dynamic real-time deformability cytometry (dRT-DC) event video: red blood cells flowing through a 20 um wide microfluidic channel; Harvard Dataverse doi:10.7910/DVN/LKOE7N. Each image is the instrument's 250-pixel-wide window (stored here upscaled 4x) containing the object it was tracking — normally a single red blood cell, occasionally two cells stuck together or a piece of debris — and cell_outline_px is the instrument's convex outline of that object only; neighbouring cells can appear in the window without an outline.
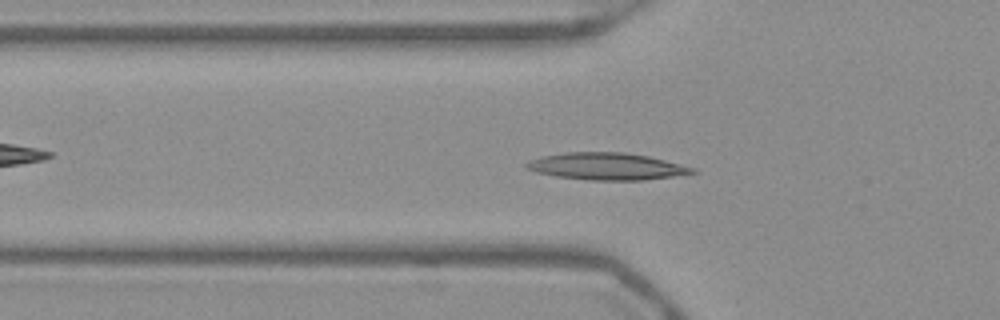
{"species": "Egyptian fruit bat (a non-hibernating species)", "species_latin": "Rousettus aegyptiacus", "temperature_condition": "warm", "stored_images_in_passage": 53, "camera_frame_rate_fps": 3000, "um_per_image_px": 0.085, "frame": {"image": 1, "passage_image": 18, "time_ms": 5.667, "image_size_px": [1000, 320], "cell_outline_px": [[700, 172], [644, 180], [588, 180], [556, 176], [536, 172], [524, 168], [524, 164], [540, 156], [564, 152], [624, 152], [648, 156], [696, 168]], "centroid_in_image_um": [51.55, 14.14], "position_along_channel_um": 74.2, "area_um2": 26.18}}
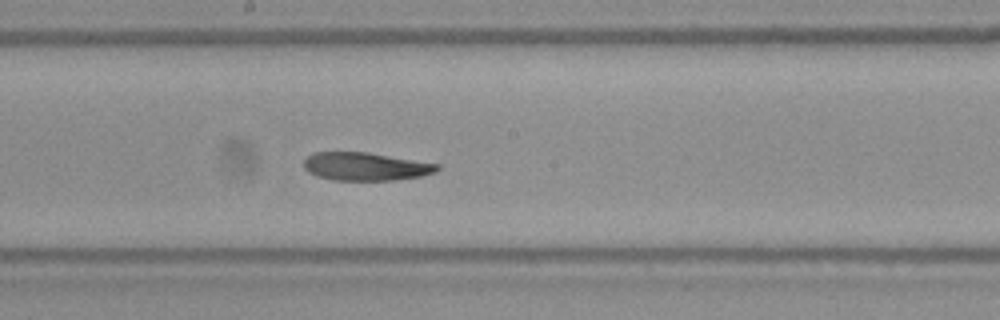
{"frame": {"image": 2, "passage_image": 29, "time_ms": 9.333, "image_size_px": [1000, 320], "cell_outline_px": [[440, 168], [436, 172], [420, 176], [392, 180], [332, 180], [316, 176], [308, 172], [304, 168], [304, 160], [312, 152], [368, 152], [440, 164]], "centroid_in_image_um": [31.06, 14.15], "position_along_channel_um": 217.1, "area_um2": 21.91}}
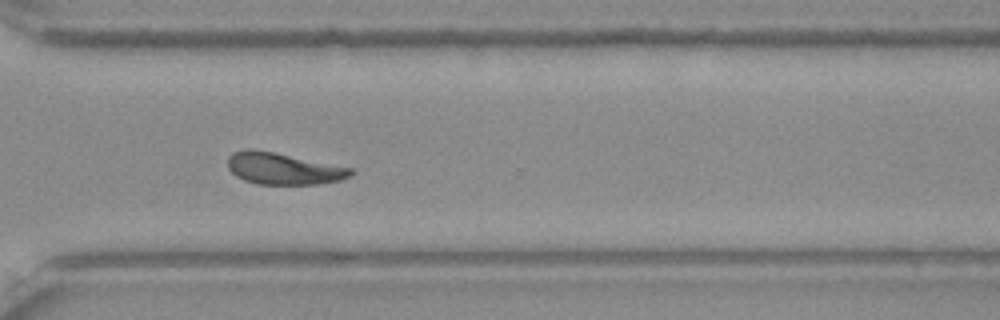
{"frame": {"image": 3, "passage_image": 39, "time_ms": 12.667, "image_size_px": [1000, 320], "cell_outline_px": [[352, 176], [340, 180], [316, 184], [256, 184], [244, 180], [236, 176], [228, 168], [228, 156], [232, 152], [244, 148], [252, 148], [352, 168]], "centroid_in_image_um": [24.03, 14.33], "position_along_channel_um": 346.6, "area_um2": 22.6}}